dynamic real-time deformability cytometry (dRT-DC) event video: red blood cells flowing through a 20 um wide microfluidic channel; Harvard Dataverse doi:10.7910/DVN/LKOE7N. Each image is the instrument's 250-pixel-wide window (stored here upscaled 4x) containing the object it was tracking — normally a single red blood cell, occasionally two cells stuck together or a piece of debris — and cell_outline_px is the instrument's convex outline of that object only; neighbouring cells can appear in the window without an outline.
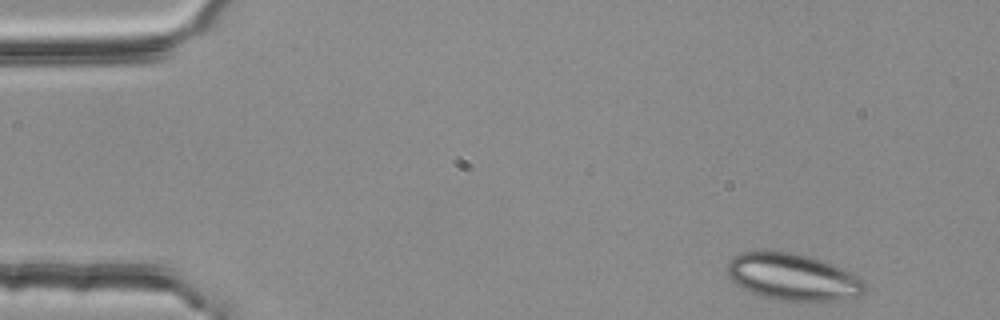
{"species": "common noctule bat (a hibernating species)", "species_latin": "Nyctalus noctula", "temperature_condition": "room temperature", "stored_images_in_passage": 47, "camera_frame_rate_fps": 3000, "um_per_image_px": 0.085, "animal": {"sex": "female", "body_mass_g": 25.1}, "frame": {"image": 1, "passage_image": 1, "time_ms": 0.0, "image_size_px": [1000, 320], "cell_outline_px": [[868, 284], [864, 292], [860, 296], [836, 300], [780, 300], [748, 292], [736, 284], [728, 276], [728, 264], [732, 256], [744, 252], [792, 252], [812, 256], [824, 260], [844, 268], [860, 276]], "centroid_in_image_um": [67.46, 23.53], "position_along_channel_um": 17.5, "area_um2": 37.69}}
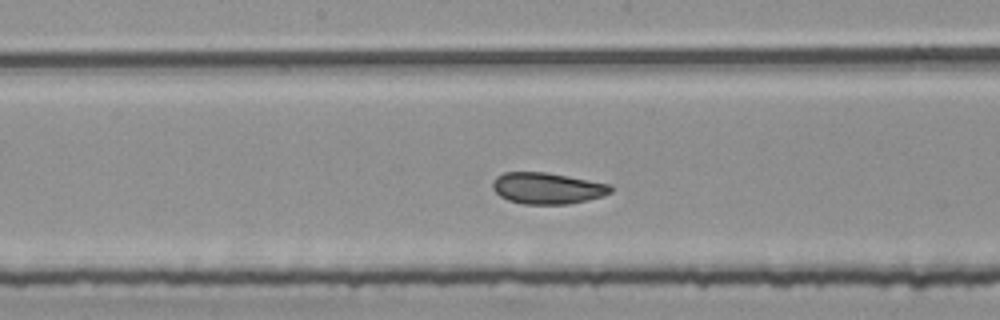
{"frame": {"image": 2, "passage_image": 24, "time_ms": 7.667, "image_size_px": [1000, 320], "cell_outline_px": [[612, 192], [604, 196], [588, 200], [568, 204], [524, 204], [508, 200], [500, 196], [492, 188], [492, 184], [496, 176], [504, 172], [548, 172], [608, 184], [612, 188]], "centroid_in_image_um": [46.51, 16.0], "position_along_channel_um": 201.7, "area_um2": 21.56}}
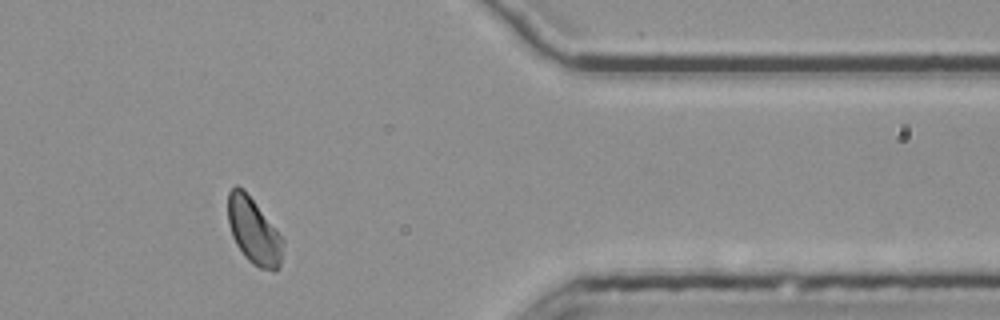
{"frame": {"image": 3, "passage_image": 41, "time_ms": 13.333, "image_size_px": [1000, 320], "cell_outline_px": [[284, 240], [280, 268], [276, 272], [272, 272], [260, 268], [252, 264], [244, 256], [236, 244], [232, 236], [228, 220], [228, 192], [236, 184], [244, 188], [276, 228]], "centroid_in_image_um": [21.58, 19.65], "position_along_channel_um": 389.8, "area_um2": 21.56}, "authors_computed_cell_mechanics": {"area_um2": 21.6172, "velocity_mm_per_s": 3.7486, "shape_relaxation_time_tau1_ms": null, "shape_relaxation_time_tau2_ms": 1.5216, "deformation_change_tau1": null, "deformation_change_tau2": 0.0633}}